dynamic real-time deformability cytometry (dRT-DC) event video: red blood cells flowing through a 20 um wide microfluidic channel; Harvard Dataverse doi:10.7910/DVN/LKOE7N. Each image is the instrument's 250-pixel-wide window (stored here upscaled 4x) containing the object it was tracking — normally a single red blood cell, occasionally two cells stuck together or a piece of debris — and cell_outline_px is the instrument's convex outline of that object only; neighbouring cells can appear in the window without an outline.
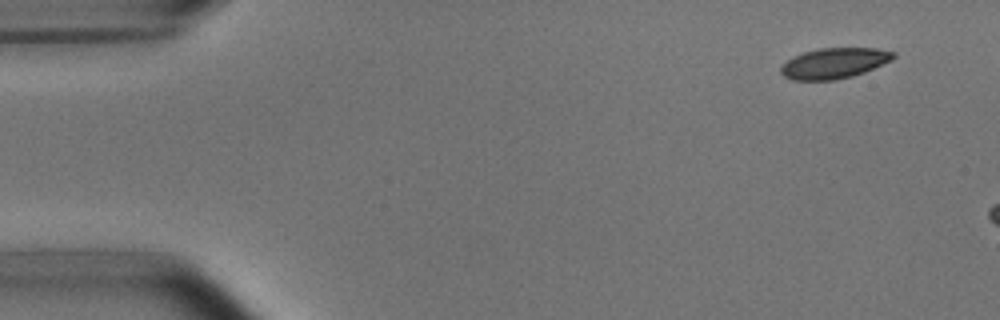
{"species": "common noctule bat (a hibernating species)", "species_latin": "Nyctalus noctula", "temperature_condition": "room temperature", "stored_images_in_passage": 4, "camera_frame_rate_fps": 3000, "um_per_image_px": 0.085, "animal": {"sex": "male", "body_mass_g": 15.6}, "frame": {"image": 1, "passage_image": 1, "time_ms": 0.0, "image_size_px": [1000, 320], "cell_outline_px": [[896, 56], [892, 60], [864, 72], [852, 76], [836, 80], [792, 80], [784, 76], [780, 72], [780, 68], [792, 56], [804, 52], [820, 48], [876, 48], [896, 52]], "centroid_in_image_um": [70.91, 5.37], "position_along_channel_um": 14.1, "area_um2": 20.06}}